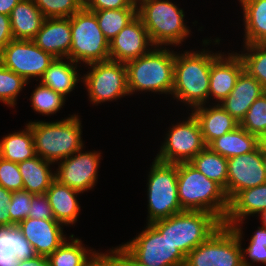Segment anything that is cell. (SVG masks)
Here are the masks:
<instances>
[{
  "instance_id": "6da1fadb",
  "label": "cell",
  "mask_w": 266,
  "mask_h": 266,
  "mask_svg": "<svg viewBox=\"0 0 266 266\" xmlns=\"http://www.w3.org/2000/svg\"><path fill=\"white\" fill-rule=\"evenodd\" d=\"M221 54L211 51H187L175 53L173 75V98L191 105L192 108L205 105L209 94L211 63Z\"/></svg>"
},
{
  "instance_id": "7a4b0ae2",
  "label": "cell",
  "mask_w": 266,
  "mask_h": 266,
  "mask_svg": "<svg viewBox=\"0 0 266 266\" xmlns=\"http://www.w3.org/2000/svg\"><path fill=\"white\" fill-rule=\"evenodd\" d=\"M178 197L183 210L205 211L222 223L229 208L224 189L190 162L178 163Z\"/></svg>"
},
{
  "instance_id": "3957f363",
  "label": "cell",
  "mask_w": 266,
  "mask_h": 266,
  "mask_svg": "<svg viewBox=\"0 0 266 266\" xmlns=\"http://www.w3.org/2000/svg\"><path fill=\"white\" fill-rule=\"evenodd\" d=\"M27 125L32 131L36 155L48 162L57 163L83 149L78 115L51 123L31 121Z\"/></svg>"
},
{
  "instance_id": "277c9868",
  "label": "cell",
  "mask_w": 266,
  "mask_h": 266,
  "mask_svg": "<svg viewBox=\"0 0 266 266\" xmlns=\"http://www.w3.org/2000/svg\"><path fill=\"white\" fill-rule=\"evenodd\" d=\"M147 54L125 63L129 94L138 91L171 94L175 52L155 46Z\"/></svg>"
},
{
  "instance_id": "5b68a950",
  "label": "cell",
  "mask_w": 266,
  "mask_h": 266,
  "mask_svg": "<svg viewBox=\"0 0 266 266\" xmlns=\"http://www.w3.org/2000/svg\"><path fill=\"white\" fill-rule=\"evenodd\" d=\"M185 256L214 233L222 222L212 213L184 210L151 223Z\"/></svg>"
},
{
  "instance_id": "8992f818",
  "label": "cell",
  "mask_w": 266,
  "mask_h": 266,
  "mask_svg": "<svg viewBox=\"0 0 266 266\" xmlns=\"http://www.w3.org/2000/svg\"><path fill=\"white\" fill-rule=\"evenodd\" d=\"M137 15L154 47L180 45L190 34L184 11L169 0H137Z\"/></svg>"
},
{
  "instance_id": "52a82bcc",
  "label": "cell",
  "mask_w": 266,
  "mask_h": 266,
  "mask_svg": "<svg viewBox=\"0 0 266 266\" xmlns=\"http://www.w3.org/2000/svg\"><path fill=\"white\" fill-rule=\"evenodd\" d=\"M240 226L222 224L187 254L184 266H243Z\"/></svg>"
},
{
  "instance_id": "ba28073f",
  "label": "cell",
  "mask_w": 266,
  "mask_h": 266,
  "mask_svg": "<svg viewBox=\"0 0 266 266\" xmlns=\"http://www.w3.org/2000/svg\"><path fill=\"white\" fill-rule=\"evenodd\" d=\"M70 18L69 58L85 65L109 60V41L103 35L94 12L84 6Z\"/></svg>"
},
{
  "instance_id": "9c48e42d",
  "label": "cell",
  "mask_w": 266,
  "mask_h": 266,
  "mask_svg": "<svg viewBox=\"0 0 266 266\" xmlns=\"http://www.w3.org/2000/svg\"><path fill=\"white\" fill-rule=\"evenodd\" d=\"M148 176V223L184 211L178 197V164L155 159Z\"/></svg>"
},
{
  "instance_id": "30bf717a",
  "label": "cell",
  "mask_w": 266,
  "mask_h": 266,
  "mask_svg": "<svg viewBox=\"0 0 266 266\" xmlns=\"http://www.w3.org/2000/svg\"><path fill=\"white\" fill-rule=\"evenodd\" d=\"M121 246L136 261L146 266H184L186 261V256L151 223H147L138 236Z\"/></svg>"
},
{
  "instance_id": "8fae6325",
  "label": "cell",
  "mask_w": 266,
  "mask_h": 266,
  "mask_svg": "<svg viewBox=\"0 0 266 266\" xmlns=\"http://www.w3.org/2000/svg\"><path fill=\"white\" fill-rule=\"evenodd\" d=\"M91 69L82 79L90 101L100 104L129 95L125 63L107 60L88 64Z\"/></svg>"
},
{
  "instance_id": "7c38bea8",
  "label": "cell",
  "mask_w": 266,
  "mask_h": 266,
  "mask_svg": "<svg viewBox=\"0 0 266 266\" xmlns=\"http://www.w3.org/2000/svg\"><path fill=\"white\" fill-rule=\"evenodd\" d=\"M166 135L159 153L154 158L161 162H190L206 147L199 123L192 113L186 121L173 125Z\"/></svg>"
},
{
  "instance_id": "4fadbf2b",
  "label": "cell",
  "mask_w": 266,
  "mask_h": 266,
  "mask_svg": "<svg viewBox=\"0 0 266 266\" xmlns=\"http://www.w3.org/2000/svg\"><path fill=\"white\" fill-rule=\"evenodd\" d=\"M54 59L32 40H12L0 54V62L27 82L33 77L41 79Z\"/></svg>"
},
{
  "instance_id": "5bb4252c",
  "label": "cell",
  "mask_w": 266,
  "mask_h": 266,
  "mask_svg": "<svg viewBox=\"0 0 266 266\" xmlns=\"http://www.w3.org/2000/svg\"><path fill=\"white\" fill-rule=\"evenodd\" d=\"M80 151L59 163L55 172V179L61 184L67 185L80 193L91 190L96 185L98 167L101 159V152Z\"/></svg>"
},
{
  "instance_id": "9a60e30c",
  "label": "cell",
  "mask_w": 266,
  "mask_h": 266,
  "mask_svg": "<svg viewBox=\"0 0 266 266\" xmlns=\"http://www.w3.org/2000/svg\"><path fill=\"white\" fill-rule=\"evenodd\" d=\"M227 160V199L229 201L239 191L266 183V170L260 146L252 152Z\"/></svg>"
},
{
  "instance_id": "2e32d148",
  "label": "cell",
  "mask_w": 266,
  "mask_h": 266,
  "mask_svg": "<svg viewBox=\"0 0 266 266\" xmlns=\"http://www.w3.org/2000/svg\"><path fill=\"white\" fill-rule=\"evenodd\" d=\"M149 46L154 47L137 15L109 42V60L126 63L147 54Z\"/></svg>"
},
{
  "instance_id": "e0dca14e",
  "label": "cell",
  "mask_w": 266,
  "mask_h": 266,
  "mask_svg": "<svg viewBox=\"0 0 266 266\" xmlns=\"http://www.w3.org/2000/svg\"><path fill=\"white\" fill-rule=\"evenodd\" d=\"M18 226L40 256L48 257L67 239L62 224L55 219L28 217Z\"/></svg>"
},
{
  "instance_id": "ac0fdd59",
  "label": "cell",
  "mask_w": 266,
  "mask_h": 266,
  "mask_svg": "<svg viewBox=\"0 0 266 266\" xmlns=\"http://www.w3.org/2000/svg\"><path fill=\"white\" fill-rule=\"evenodd\" d=\"M228 54L227 57L220 54L211 63L208 99L213 96L218 104L231 93L244 70L243 60L238 53Z\"/></svg>"
},
{
  "instance_id": "d6986e66",
  "label": "cell",
  "mask_w": 266,
  "mask_h": 266,
  "mask_svg": "<svg viewBox=\"0 0 266 266\" xmlns=\"http://www.w3.org/2000/svg\"><path fill=\"white\" fill-rule=\"evenodd\" d=\"M32 41L54 58H69L72 44L70 18H45Z\"/></svg>"
},
{
  "instance_id": "ffe728a7",
  "label": "cell",
  "mask_w": 266,
  "mask_h": 266,
  "mask_svg": "<svg viewBox=\"0 0 266 266\" xmlns=\"http://www.w3.org/2000/svg\"><path fill=\"white\" fill-rule=\"evenodd\" d=\"M265 92L262 85L243 70L231 93L220 105L240 124L250 106Z\"/></svg>"
},
{
  "instance_id": "44dd1931",
  "label": "cell",
  "mask_w": 266,
  "mask_h": 266,
  "mask_svg": "<svg viewBox=\"0 0 266 266\" xmlns=\"http://www.w3.org/2000/svg\"><path fill=\"white\" fill-rule=\"evenodd\" d=\"M37 256L18 225L0 226V266H19L20 261Z\"/></svg>"
},
{
  "instance_id": "7402d4cb",
  "label": "cell",
  "mask_w": 266,
  "mask_h": 266,
  "mask_svg": "<svg viewBox=\"0 0 266 266\" xmlns=\"http://www.w3.org/2000/svg\"><path fill=\"white\" fill-rule=\"evenodd\" d=\"M266 209V183L239 191L230 201L222 224L240 225L249 215Z\"/></svg>"
},
{
  "instance_id": "603a6c76",
  "label": "cell",
  "mask_w": 266,
  "mask_h": 266,
  "mask_svg": "<svg viewBox=\"0 0 266 266\" xmlns=\"http://www.w3.org/2000/svg\"><path fill=\"white\" fill-rule=\"evenodd\" d=\"M210 107V108H209ZM195 107L192 114L197 119L203 141L208 146L216 138L233 131L239 123L220 105Z\"/></svg>"
},
{
  "instance_id": "cb8c5ba5",
  "label": "cell",
  "mask_w": 266,
  "mask_h": 266,
  "mask_svg": "<svg viewBox=\"0 0 266 266\" xmlns=\"http://www.w3.org/2000/svg\"><path fill=\"white\" fill-rule=\"evenodd\" d=\"M55 220L62 225H73L79 216L80 206L77 200L79 191L54 180L46 191Z\"/></svg>"
},
{
  "instance_id": "d4e9b609",
  "label": "cell",
  "mask_w": 266,
  "mask_h": 266,
  "mask_svg": "<svg viewBox=\"0 0 266 266\" xmlns=\"http://www.w3.org/2000/svg\"><path fill=\"white\" fill-rule=\"evenodd\" d=\"M45 20L32 0H20L10 14L11 32L14 40H32Z\"/></svg>"
},
{
  "instance_id": "484cf974",
  "label": "cell",
  "mask_w": 266,
  "mask_h": 266,
  "mask_svg": "<svg viewBox=\"0 0 266 266\" xmlns=\"http://www.w3.org/2000/svg\"><path fill=\"white\" fill-rule=\"evenodd\" d=\"M208 147L229 159L256 150L259 147V138L239 125L233 131L213 140Z\"/></svg>"
},
{
  "instance_id": "4316f807",
  "label": "cell",
  "mask_w": 266,
  "mask_h": 266,
  "mask_svg": "<svg viewBox=\"0 0 266 266\" xmlns=\"http://www.w3.org/2000/svg\"><path fill=\"white\" fill-rule=\"evenodd\" d=\"M51 164L53 163L40 156L18 163L24 184L23 189L34 195L45 194L55 180V173H52L49 167Z\"/></svg>"
},
{
  "instance_id": "83f0119b",
  "label": "cell",
  "mask_w": 266,
  "mask_h": 266,
  "mask_svg": "<svg viewBox=\"0 0 266 266\" xmlns=\"http://www.w3.org/2000/svg\"><path fill=\"white\" fill-rule=\"evenodd\" d=\"M55 58L40 79L41 83L66 98L80 81L77 74V63L70 58ZM64 60V61H63ZM76 65V66H75Z\"/></svg>"
},
{
  "instance_id": "f1b7e54d",
  "label": "cell",
  "mask_w": 266,
  "mask_h": 266,
  "mask_svg": "<svg viewBox=\"0 0 266 266\" xmlns=\"http://www.w3.org/2000/svg\"><path fill=\"white\" fill-rule=\"evenodd\" d=\"M239 2L244 12V44L266 43V0Z\"/></svg>"
},
{
  "instance_id": "f546056e",
  "label": "cell",
  "mask_w": 266,
  "mask_h": 266,
  "mask_svg": "<svg viewBox=\"0 0 266 266\" xmlns=\"http://www.w3.org/2000/svg\"><path fill=\"white\" fill-rule=\"evenodd\" d=\"M36 155L31 128L6 135L0 140V157L7 161L20 163Z\"/></svg>"
},
{
  "instance_id": "4dcf8cb0",
  "label": "cell",
  "mask_w": 266,
  "mask_h": 266,
  "mask_svg": "<svg viewBox=\"0 0 266 266\" xmlns=\"http://www.w3.org/2000/svg\"><path fill=\"white\" fill-rule=\"evenodd\" d=\"M190 163L207 178L218 183L227 196V166L228 160L213 152L208 146L200 151Z\"/></svg>"
},
{
  "instance_id": "1f68e13d",
  "label": "cell",
  "mask_w": 266,
  "mask_h": 266,
  "mask_svg": "<svg viewBox=\"0 0 266 266\" xmlns=\"http://www.w3.org/2000/svg\"><path fill=\"white\" fill-rule=\"evenodd\" d=\"M70 235L71 242L67 239L48 256L50 266H86L88 260L96 251L84 248L81 239L73 238Z\"/></svg>"
},
{
  "instance_id": "d6a6232c",
  "label": "cell",
  "mask_w": 266,
  "mask_h": 266,
  "mask_svg": "<svg viewBox=\"0 0 266 266\" xmlns=\"http://www.w3.org/2000/svg\"><path fill=\"white\" fill-rule=\"evenodd\" d=\"M93 12L103 35L109 42L137 16V8L108 9Z\"/></svg>"
},
{
  "instance_id": "836d02e7",
  "label": "cell",
  "mask_w": 266,
  "mask_h": 266,
  "mask_svg": "<svg viewBox=\"0 0 266 266\" xmlns=\"http://www.w3.org/2000/svg\"><path fill=\"white\" fill-rule=\"evenodd\" d=\"M247 53L242 58L244 70L253 76L266 90V43L244 44Z\"/></svg>"
},
{
  "instance_id": "e575fe53",
  "label": "cell",
  "mask_w": 266,
  "mask_h": 266,
  "mask_svg": "<svg viewBox=\"0 0 266 266\" xmlns=\"http://www.w3.org/2000/svg\"><path fill=\"white\" fill-rule=\"evenodd\" d=\"M34 89L31 99L32 109L42 115H52L58 112L65 103V97L41 82Z\"/></svg>"
},
{
  "instance_id": "d590c367",
  "label": "cell",
  "mask_w": 266,
  "mask_h": 266,
  "mask_svg": "<svg viewBox=\"0 0 266 266\" xmlns=\"http://www.w3.org/2000/svg\"><path fill=\"white\" fill-rule=\"evenodd\" d=\"M27 83L23 77L7 69L0 62V102L10 107L16 105V97Z\"/></svg>"
},
{
  "instance_id": "8d00e7d4",
  "label": "cell",
  "mask_w": 266,
  "mask_h": 266,
  "mask_svg": "<svg viewBox=\"0 0 266 266\" xmlns=\"http://www.w3.org/2000/svg\"><path fill=\"white\" fill-rule=\"evenodd\" d=\"M239 125L259 139L266 133V92L250 106Z\"/></svg>"
},
{
  "instance_id": "74e56055",
  "label": "cell",
  "mask_w": 266,
  "mask_h": 266,
  "mask_svg": "<svg viewBox=\"0 0 266 266\" xmlns=\"http://www.w3.org/2000/svg\"><path fill=\"white\" fill-rule=\"evenodd\" d=\"M45 18H69L84 6V0H32Z\"/></svg>"
},
{
  "instance_id": "f35d334b",
  "label": "cell",
  "mask_w": 266,
  "mask_h": 266,
  "mask_svg": "<svg viewBox=\"0 0 266 266\" xmlns=\"http://www.w3.org/2000/svg\"><path fill=\"white\" fill-rule=\"evenodd\" d=\"M33 195L24 189L12 192L9 210L10 225H18L28 218Z\"/></svg>"
},
{
  "instance_id": "ab89813d",
  "label": "cell",
  "mask_w": 266,
  "mask_h": 266,
  "mask_svg": "<svg viewBox=\"0 0 266 266\" xmlns=\"http://www.w3.org/2000/svg\"><path fill=\"white\" fill-rule=\"evenodd\" d=\"M0 186L11 192L23 189L24 184L18 163L0 157Z\"/></svg>"
},
{
  "instance_id": "60d3db41",
  "label": "cell",
  "mask_w": 266,
  "mask_h": 266,
  "mask_svg": "<svg viewBox=\"0 0 266 266\" xmlns=\"http://www.w3.org/2000/svg\"><path fill=\"white\" fill-rule=\"evenodd\" d=\"M84 7L90 11L137 8V0H84Z\"/></svg>"
},
{
  "instance_id": "b9f144b4",
  "label": "cell",
  "mask_w": 266,
  "mask_h": 266,
  "mask_svg": "<svg viewBox=\"0 0 266 266\" xmlns=\"http://www.w3.org/2000/svg\"><path fill=\"white\" fill-rule=\"evenodd\" d=\"M29 210V218L55 219L46 194L33 195Z\"/></svg>"
},
{
  "instance_id": "7bdbcfd3",
  "label": "cell",
  "mask_w": 266,
  "mask_h": 266,
  "mask_svg": "<svg viewBox=\"0 0 266 266\" xmlns=\"http://www.w3.org/2000/svg\"><path fill=\"white\" fill-rule=\"evenodd\" d=\"M86 266H121L120 246L110 249L109 253L95 252V254L88 260Z\"/></svg>"
},
{
  "instance_id": "ee69618b",
  "label": "cell",
  "mask_w": 266,
  "mask_h": 266,
  "mask_svg": "<svg viewBox=\"0 0 266 266\" xmlns=\"http://www.w3.org/2000/svg\"><path fill=\"white\" fill-rule=\"evenodd\" d=\"M242 255H243V266H252L250 265L247 257L252 260V262H262L266 264V245L256 244V243H249L248 247L245 249L242 248Z\"/></svg>"
},
{
  "instance_id": "f6af8a7d",
  "label": "cell",
  "mask_w": 266,
  "mask_h": 266,
  "mask_svg": "<svg viewBox=\"0 0 266 266\" xmlns=\"http://www.w3.org/2000/svg\"><path fill=\"white\" fill-rule=\"evenodd\" d=\"M12 192L0 186V226L10 225V201Z\"/></svg>"
},
{
  "instance_id": "bcb514c9",
  "label": "cell",
  "mask_w": 266,
  "mask_h": 266,
  "mask_svg": "<svg viewBox=\"0 0 266 266\" xmlns=\"http://www.w3.org/2000/svg\"><path fill=\"white\" fill-rule=\"evenodd\" d=\"M12 40L14 38L11 32L10 16L0 13V54Z\"/></svg>"
},
{
  "instance_id": "7dc6e473",
  "label": "cell",
  "mask_w": 266,
  "mask_h": 266,
  "mask_svg": "<svg viewBox=\"0 0 266 266\" xmlns=\"http://www.w3.org/2000/svg\"><path fill=\"white\" fill-rule=\"evenodd\" d=\"M121 266H146L136 261L122 246H120Z\"/></svg>"
},
{
  "instance_id": "c3c4849f",
  "label": "cell",
  "mask_w": 266,
  "mask_h": 266,
  "mask_svg": "<svg viewBox=\"0 0 266 266\" xmlns=\"http://www.w3.org/2000/svg\"><path fill=\"white\" fill-rule=\"evenodd\" d=\"M19 266H50L48 257L37 255L29 260L20 261Z\"/></svg>"
},
{
  "instance_id": "681fc988",
  "label": "cell",
  "mask_w": 266,
  "mask_h": 266,
  "mask_svg": "<svg viewBox=\"0 0 266 266\" xmlns=\"http://www.w3.org/2000/svg\"><path fill=\"white\" fill-rule=\"evenodd\" d=\"M250 243L266 245V228L264 226L258 227L250 239Z\"/></svg>"
},
{
  "instance_id": "f907efd6",
  "label": "cell",
  "mask_w": 266,
  "mask_h": 266,
  "mask_svg": "<svg viewBox=\"0 0 266 266\" xmlns=\"http://www.w3.org/2000/svg\"><path fill=\"white\" fill-rule=\"evenodd\" d=\"M20 0H0V13L10 16L12 9Z\"/></svg>"
},
{
  "instance_id": "816d5d0a",
  "label": "cell",
  "mask_w": 266,
  "mask_h": 266,
  "mask_svg": "<svg viewBox=\"0 0 266 266\" xmlns=\"http://www.w3.org/2000/svg\"><path fill=\"white\" fill-rule=\"evenodd\" d=\"M259 146L262 152H266V133L259 139Z\"/></svg>"
},
{
  "instance_id": "f5cc1de1",
  "label": "cell",
  "mask_w": 266,
  "mask_h": 266,
  "mask_svg": "<svg viewBox=\"0 0 266 266\" xmlns=\"http://www.w3.org/2000/svg\"><path fill=\"white\" fill-rule=\"evenodd\" d=\"M261 216V219H262V226H264L266 228V209L265 210H262L258 213V216Z\"/></svg>"
},
{
  "instance_id": "db71d44e",
  "label": "cell",
  "mask_w": 266,
  "mask_h": 266,
  "mask_svg": "<svg viewBox=\"0 0 266 266\" xmlns=\"http://www.w3.org/2000/svg\"><path fill=\"white\" fill-rule=\"evenodd\" d=\"M262 160H263L264 168L266 170V152H262Z\"/></svg>"
}]
</instances>
